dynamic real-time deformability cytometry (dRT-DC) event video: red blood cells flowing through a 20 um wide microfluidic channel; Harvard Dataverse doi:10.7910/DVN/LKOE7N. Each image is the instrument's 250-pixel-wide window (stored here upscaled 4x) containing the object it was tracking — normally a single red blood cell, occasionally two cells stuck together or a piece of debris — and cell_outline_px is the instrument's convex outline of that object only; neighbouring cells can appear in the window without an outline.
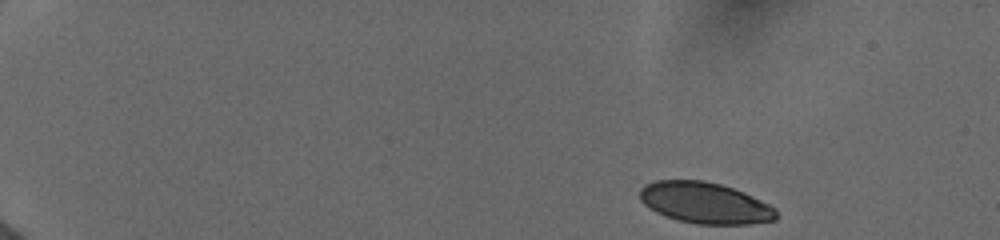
{"species": "human", "species_latin": "Homo sapiens", "temperature_condition": "cold", "stored_images_in_passage": 44, "camera_frame_rate_fps": 3000, "um_per_image_px": 0.085, "donor": {"sex": "female"}, "frame": {"image": 1, "passage_image": 1, "time_ms": 0.0, "image_size_px": [1000, 240], "cell_outline_px": [[776, 220], [748, 224], [696, 224], [676, 220], [664, 216], [656, 212], [644, 204], [640, 200], [640, 188], [644, 184], [656, 180], [704, 180], [720, 184], [744, 192], [776, 208]], "centroid_in_image_um": [59.89, 17.25], "position_along_channel_um": 25.1, "area_um2": 32.83}}
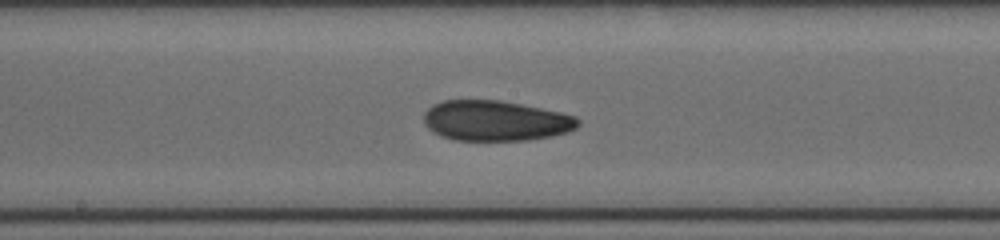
{"frame": {"image": 2, "passage_image": 24, "time_ms": 8.0, "image_size_px": [1000, 240], "cell_outline_px": [[580, 124], [576, 128], [568, 132], [552, 136], [528, 140], [456, 140], [440, 136], [432, 132], [424, 124], [424, 112], [432, 104], [444, 100], [500, 100], [560, 112], [576, 116], [580, 120]], "centroid_in_image_um": [42.11, 10.26], "position_along_channel_um": 206.1, "area_um2": 36.41}}
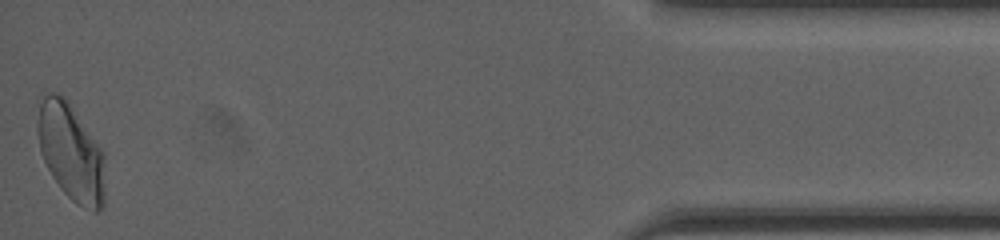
{"frame": {"image": 3, "passage_image": 44, "time_ms": 15.333, "image_size_px": [1000, 240], "cell_outline_px": [[104, 204], [96, 212], [92, 212], [76, 204], [60, 188], [52, 176], [40, 152], [36, 132], [36, 124], [40, 104], [44, 96], [48, 92], [56, 92], [64, 96], [104, 152]], "centroid_in_image_um": [6.02, 12.95], "position_along_channel_um": 429.2, "area_um2": 38.21}, "authors_computed_cell_mechanics": {"area_um2": 36.1539, "velocity_mm_per_s": 3.9552, "shape_relaxation_time_tau1_ms": 8.6142, "shape_relaxation_time_tau2_ms": 2.2472, "deformation_change_tau1": 0.1623, "deformation_change_tau2": 0.0754}}